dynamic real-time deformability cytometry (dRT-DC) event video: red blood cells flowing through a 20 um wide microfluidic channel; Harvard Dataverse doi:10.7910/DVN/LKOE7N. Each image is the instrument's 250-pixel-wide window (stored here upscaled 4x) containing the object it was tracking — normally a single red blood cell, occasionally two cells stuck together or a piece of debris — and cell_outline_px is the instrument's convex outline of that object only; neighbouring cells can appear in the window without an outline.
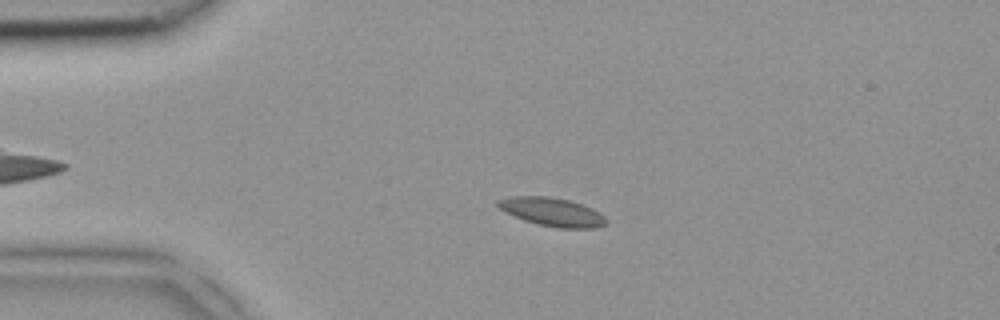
{"species": "common noctule bat (a hibernating species)", "species_latin": "Nyctalus noctula", "temperature_condition": "room temperature", "stored_images_in_passage": 5, "camera_frame_rate_fps": 3000, "um_per_image_px": 0.085, "animal": {"sex": "female", "body_mass_g": 18.4}, "frame": {"image": 1, "passage_image": 4, "time_ms": 1.0, "image_size_px": [1000, 320], "cell_outline_px": [[608, 220], [604, 224], [596, 228], [560, 228], [540, 224], [524, 220], [504, 212], [496, 204], [496, 200], [512, 196], [548, 196], [568, 200], [592, 208], [600, 212]], "centroid_in_image_um": [46.92, 18.01], "position_along_channel_um": 38.1, "area_um2": 17.86}}
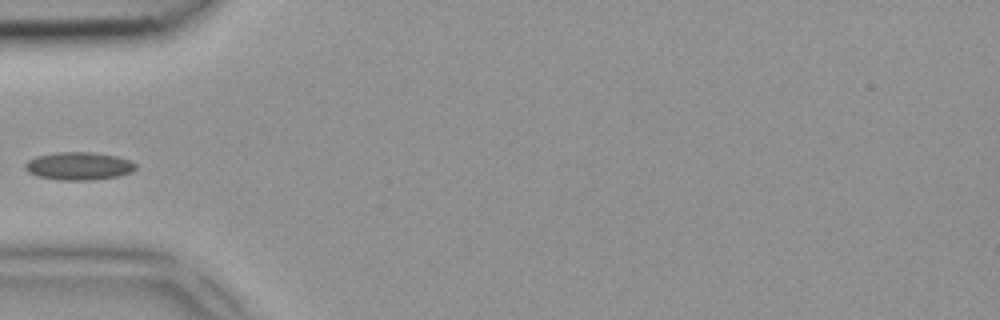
{"frame": {"image": 2, "passage_image": 5, "time_ms": 1.333, "image_size_px": [1000, 320], "cell_outline_px": [[136, 168], [132, 172], [116, 176], [92, 180], [60, 180], [36, 176], [28, 172], [24, 168], [24, 164], [28, 160], [36, 156], [56, 152], [92, 152], [116, 156], [128, 160], [136, 164]], "centroid_in_image_um": [6.66, 14.11], "position_along_channel_um": 78.3, "area_um2": 17.98}}